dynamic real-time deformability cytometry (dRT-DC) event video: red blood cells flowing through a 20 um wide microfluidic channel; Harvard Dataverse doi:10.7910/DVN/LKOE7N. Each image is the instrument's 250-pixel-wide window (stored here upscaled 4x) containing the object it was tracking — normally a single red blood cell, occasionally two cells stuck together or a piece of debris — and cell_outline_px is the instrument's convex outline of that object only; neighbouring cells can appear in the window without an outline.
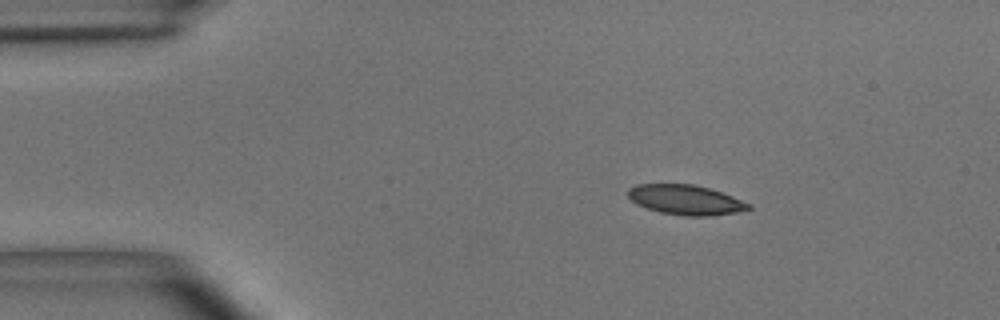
{"species": "common noctule bat (a hibernating species)", "species_latin": "Nyctalus noctula", "temperature_condition": "room temperature", "stored_images_in_passage": 47, "camera_frame_rate_fps": 3000, "um_per_image_px": 0.085, "animal": {"sex": "male", "body_mass_g": 15.6}, "frame": {"image": 1, "passage_image": 1, "time_ms": 0.0, "image_size_px": [1000, 320], "cell_outline_px": [[752, 208], [740, 212], [712, 216], [684, 216], [660, 212], [636, 204], [628, 196], [628, 188], [636, 184], [696, 184], [732, 196], [752, 204]], "centroid_in_image_um": [58.31, 16.99], "position_along_channel_um": 26.7, "area_um2": 21.1}}
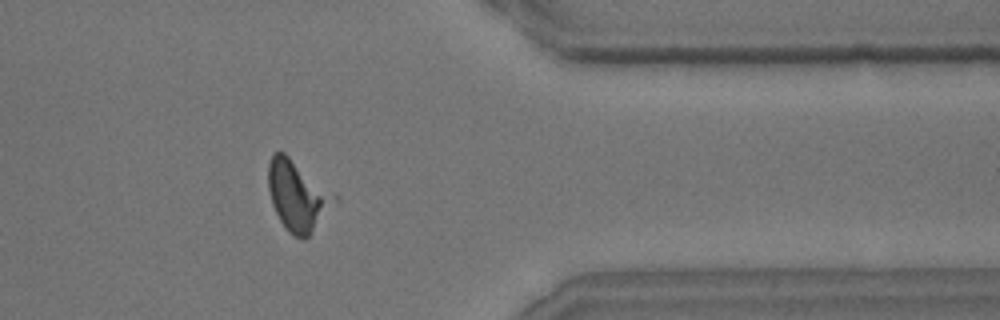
{"frame": {"image": 2, "passage_image": 37, "time_ms": 12.0, "image_size_px": [1000, 320], "cell_outline_px": [[328, 200], [308, 236], [304, 240], [288, 232], [280, 220], [272, 204], [268, 188], [268, 164], [272, 156], [276, 152], [284, 152], [288, 156]], "centroid_in_image_um": [24.97, 16.66], "position_along_channel_um": 386.4, "area_um2": 22.89}}
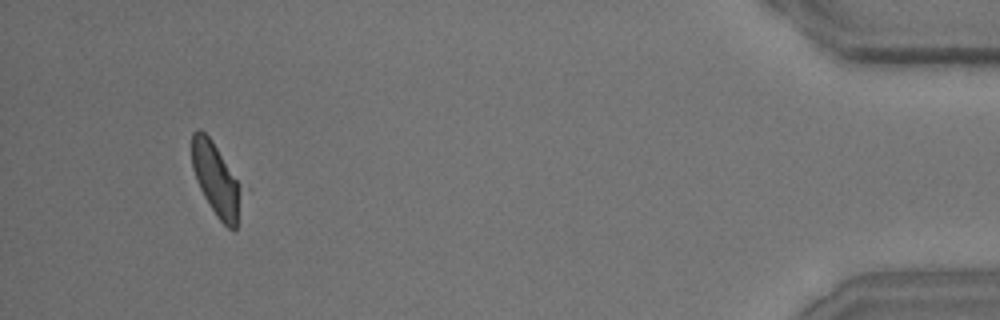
{"frame": {"image": 3, "passage_image": 44, "time_ms": 14.333, "image_size_px": [1000, 320], "cell_outline_px": [[244, 188], [236, 228], [228, 228], [216, 216], [204, 196], [196, 180], [192, 168], [192, 132], [196, 128], [200, 128], [212, 140]], "centroid_in_image_um": [18.38, 15.24], "position_along_channel_um": 416.8, "area_um2": 21.21}, "authors_computed_cell_mechanics": {"area_um2": 21.7906, "velocity_mm_per_s": 3.6236, "shape_relaxation_time_tau1_ms": 5.0077, "shape_relaxation_time_tau2_ms": 1.1934, "deformation_change_tau1": 0.1608, "deformation_change_tau2": 0.0613}}